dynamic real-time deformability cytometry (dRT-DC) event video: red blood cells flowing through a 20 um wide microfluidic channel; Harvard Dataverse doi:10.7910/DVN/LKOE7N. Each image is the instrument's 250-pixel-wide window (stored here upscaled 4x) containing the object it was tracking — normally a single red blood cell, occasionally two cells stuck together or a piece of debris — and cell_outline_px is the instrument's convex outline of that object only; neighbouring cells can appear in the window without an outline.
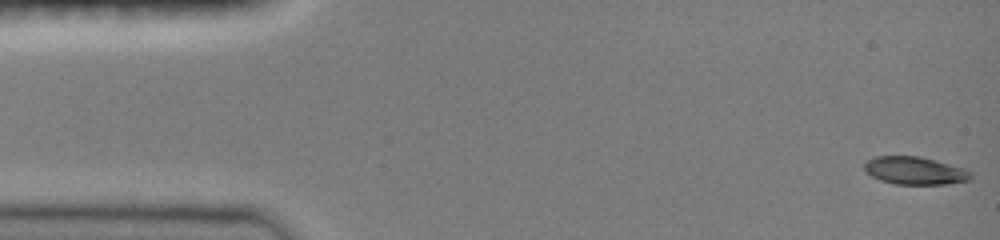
{"species": "common noctule bat (a hibernating species)", "species_latin": "Nyctalus noctula", "temperature_condition": "room temperature", "stored_images_in_passage": 19, "camera_frame_rate_fps": 3000, "um_per_image_px": 0.085, "animal": {"sex": "female", "body_mass_g": 19.0, "forearm_length_mm": 51.5}, "frame": {"image": 1, "passage_image": 1, "time_ms": 0.0, "image_size_px": [1000, 240], "cell_outline_px": [[972, 176], [968, 180], [948, 184], [896, 184], [880, 180], [872, 176], [864, 168], [864, 164], [868, 160], [876, 156], [920, 156], [936, 160], [964, 168]], "centroid_in_image_um": [77.76, 14.5], "position_along_channel_um": 7.2, "area_um2": 17.05}}
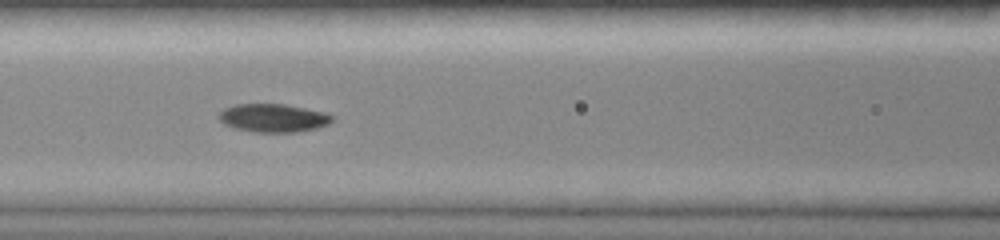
{"frame": {"image": 2, "passage_image": 8, "time_ms": 2.333, "image_size_px": [1000, 240], "cell_outline_px": [[332, 120], [328, 124], [316, 128], [300, 132], [252, 132], [236, 128], [224, 124], [216, 116], [224, 108], [236, 104], [284, 104], [328, 112], [332, 116]], "centroid_in_image_um": [23.22, 10.02], "position_along_channel_um": 143.4, "area_um2": 18.79}}
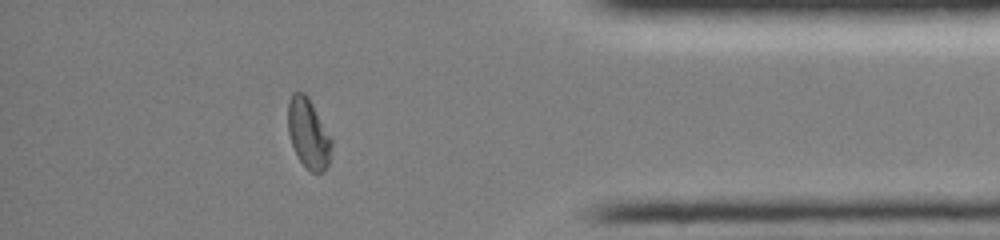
{"frame": {"image": 3, "passage_image": 17, "time_ms": 5.333, "image_size_px": [1000, 240], "cell_outline_px": [[332, 144], [328, 164], [324, 172], [312, 172], [300, 160], [292, 144], [288, 132], [288, 100], [292, 92], [304, 92], [308, 96], [332, 140]], "centroid_in_image_um": [26.2, 11.31], "position_along_channel_um": 409.0, "area_um2": 17.46}}